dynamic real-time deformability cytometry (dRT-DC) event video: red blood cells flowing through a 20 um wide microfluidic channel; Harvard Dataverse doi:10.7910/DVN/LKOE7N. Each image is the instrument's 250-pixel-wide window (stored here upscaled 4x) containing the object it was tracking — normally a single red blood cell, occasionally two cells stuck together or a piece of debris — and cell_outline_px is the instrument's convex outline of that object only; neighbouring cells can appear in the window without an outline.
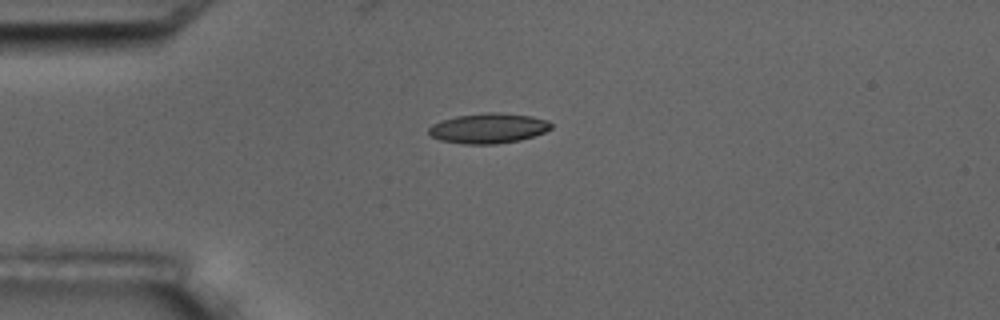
{"species": "common noctule bat (a hibernating species)", "species_latin": "Nyctalus noctula", "temperature_condition": "room temperature", "stored_images_in_passage": 13, "camera_frame_rate_fps": 3000, "um_per_image_px": 0.085, "animal": {"sex": "male", "body_mass_g": 17.5, "forearm_length_mm": 52.3}, "frame": {"image": 1, "passage_image": 1, "time_ms": 0.0, "image_size_px": [1000, 320], "cell_outline_px": [[552, 128], [544, 132], [520, 140], [496, 144], [464, 144], [440, 140], [432, 136], [428, 132], [428, 128], [432, 124], [440, 120], [456, 116], [484, 112], [500, 112], [532, 116], [548, 120], [552, 124]], "centroid_in_image_um": [41.51, 10.89], "position_along_channel_um": 43.5, "area_um2": 21.62}}
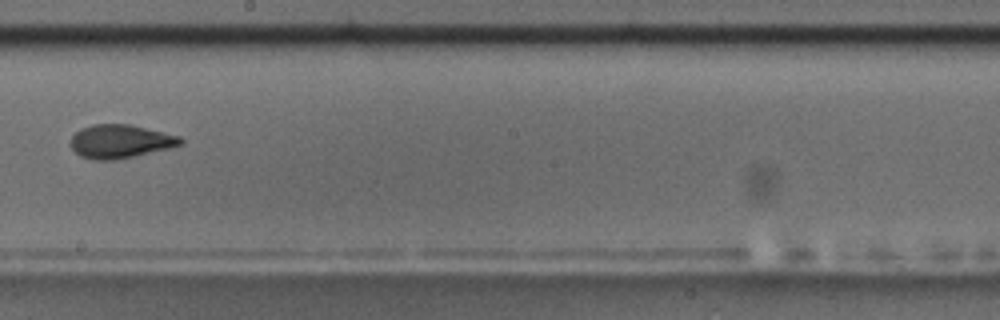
{"frame": {"image": 2, "passage_image": 6, "time_ms": 6.0, "image_size_px": [1000, 320], "cell_outline_px": [[184, 140], [180, 144], [168, 148], [116, 160], [96, 160], [80, 156], [72, 148], [72, 136], [80, 128], [92, 124], [132, 124], [180, 136]], "centroid_in_image_um": [10.22, 12.0], "position_along_channel_um": 238.0, "area_um2": 21.33}, "authors_computed_cell_mechanics": {"area_um2": 21.1548, "velocity_mm_per_s": 3.5931, "shape_relaxation_time_tau1_ms": 4.3331, "shape_relaxation_time_tau2_ms": 1.4867, "deformation_change_tau1": 0.1372, "deformation_change_tau2": 0.0562}}